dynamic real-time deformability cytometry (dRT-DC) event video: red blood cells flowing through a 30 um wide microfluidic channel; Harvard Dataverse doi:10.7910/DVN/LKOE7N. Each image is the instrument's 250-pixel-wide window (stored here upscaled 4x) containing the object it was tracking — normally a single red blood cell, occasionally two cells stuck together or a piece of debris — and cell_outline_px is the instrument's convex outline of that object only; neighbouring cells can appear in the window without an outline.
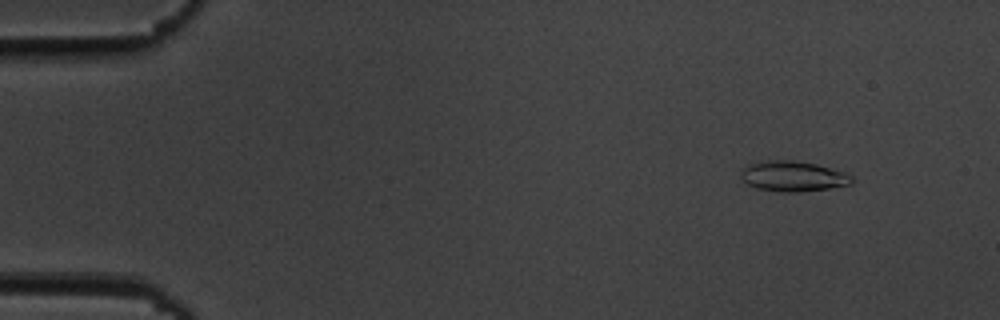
{"species": "common noctule bat (a hibernating species)", "species_latin": "Nyctalus noctula", "temperature_condition": "cold", "stored_images_in_passage": 55, "camera_frame_rate_fps": 3000, "um_per_image_px": 0.085, "animal": {"sex": "male", "body_mass_g": 19.5, "forearm_length_mm": 54.6}, "frame": {"image": 1, "passage_image": 6, "time_ms": 1.667, "image_size_px": [1000, 320], "cell_outline_px": [[856, 180], [852, 184], [828, 188], [800, 192], [780, 192], [756, 188], [748, 184], [740, 176], [740, 172], [748, 164], [756, 160], [792, 160], [816, 164], [844, 172], [852, 176]], "centroid_in_image_um": [67.39, 14.97], "position_along_channel_um": 17.6, "area_um2": 19.83}}
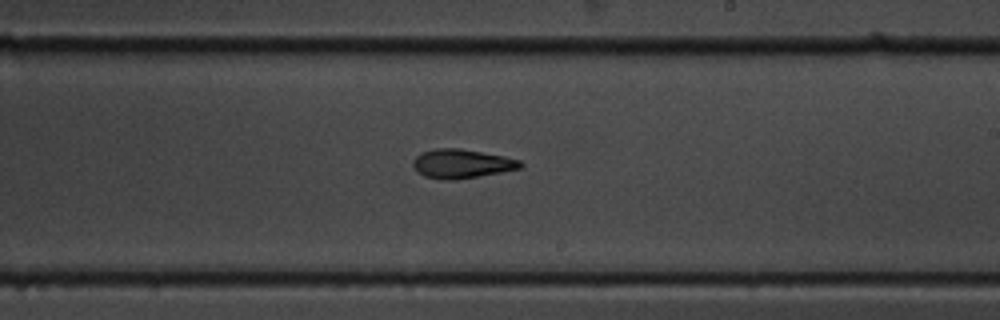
{"frame": {"image": 2, "passage_image": 33, "time_ms": 10.667, "image_size_px": [1000, 320], "cell_outline_px": [[524, 164], [520, 168], [500, 172], [452, 180], [440, 180], [424, 176], [416, 172], [412, 164], [412, 160], [420, 152], [436, 148], [460, 148], [504, 156], [520, 160]], "centroid_in_image_um": [39.18, 13.91], "position_along_channel_um": 249.8, "area_um2": 18.21}}
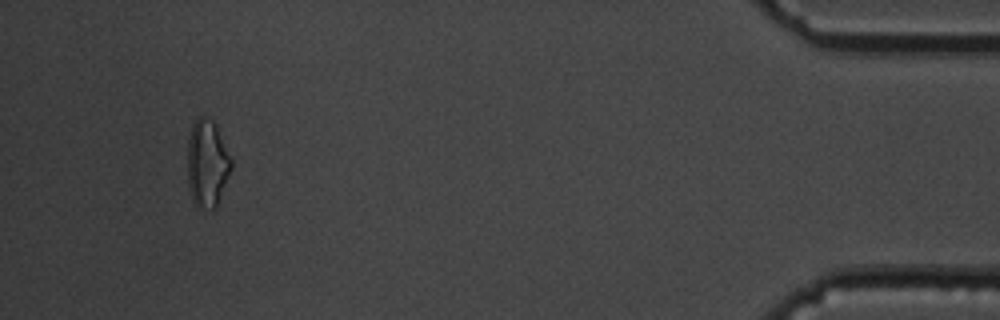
{"frame": {"image": 3, "passage_image": 52, "time_ms": 17.0, "image_size_px": [1000, 320], "cell_outline_px": [[232, 168], [216, 208], [196, 208], [192, 200], [188, 188], [188, 140], [192, 124], [196, 116], [204, 116], [212, 120], [216, 124], [232, 160]], "centroid_in_image_um": [17.6, 13.89], "position_along_channel_um": 417.6, "area_um2": 22.54}, "authors_computed_cell_mechanics": {"area_um2": 18.5538, "velocity_mm_per_s": 3.6889, "shape_relaxation_time_tau1_ms": 4.9089, "shape_relaxation_time_tau2_ms": 5.586, "deformation_change_tau1": 0.1471, "deformation_change_tau2": 0.1557}}